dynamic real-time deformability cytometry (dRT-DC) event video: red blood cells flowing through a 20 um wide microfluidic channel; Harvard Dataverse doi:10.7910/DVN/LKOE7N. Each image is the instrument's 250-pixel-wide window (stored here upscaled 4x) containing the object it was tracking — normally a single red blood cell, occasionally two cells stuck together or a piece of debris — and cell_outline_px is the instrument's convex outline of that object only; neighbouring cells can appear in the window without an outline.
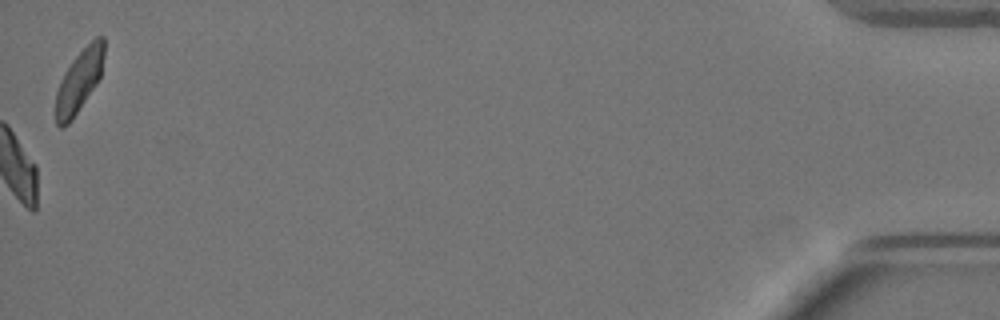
{"species": "Egyptian fruit bat (a non-hibernating species)", "species_latin": "Rousettus aegyptiacus", "temperature_condition": "warm", "stored_images_in_passage": 59, "camera_frame_rate_fps": 3000, "um_per_image_px": 0.085, "animal": {"sex": "female"}, "frame": {"image": 1, "passage_image": 59, "time_ms": 19.333, "image_size_px": [1000, 320], "cell_outline_px": [[104, 56], [100, 76], [96, 84], [72, 120], [68, 124], [60, 128], [56, 124], [56, 92], [60, 80], [64, 72], [72, 60], [96, 36], [104, 36]], "centroid_in_image_um": [6.72, 6.88], "position_along_channel_um": 428.5, "area_um2": 17.46}, "authors_computed_cell_mechanics": {"area_um2": 18.6116, "velocity_mm_per_s": 3.4647, "shape_relaxation_time_tau1_ms": 8.0425, "shape_relaxation_time_tau2_ms": 2.9264, "deformation_change_tau1": 0.2022, "deformation_change_tau2": 0.0961}}